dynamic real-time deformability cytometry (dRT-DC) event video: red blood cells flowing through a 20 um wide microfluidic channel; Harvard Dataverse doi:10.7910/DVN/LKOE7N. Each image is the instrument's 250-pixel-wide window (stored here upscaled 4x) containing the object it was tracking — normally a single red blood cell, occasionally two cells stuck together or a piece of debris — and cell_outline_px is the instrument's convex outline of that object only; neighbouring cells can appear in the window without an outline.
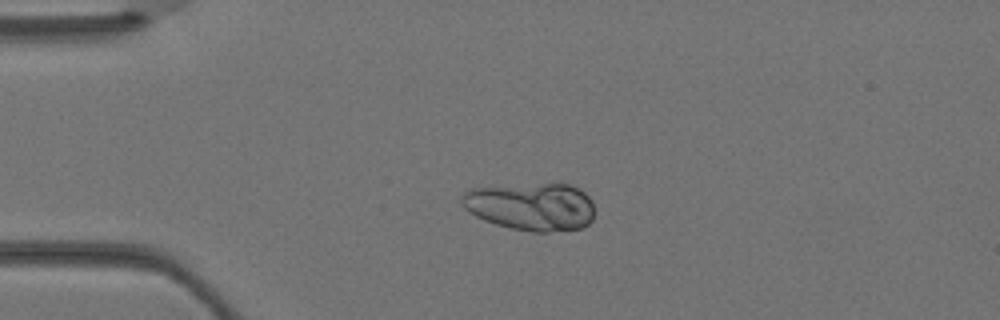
{"species": "Egyptian fruit bat (a non-hibernating species)", "species_latin": "Rousettus aegyptiacus", "temperature_condition": "warm", "stored_images_in_passage": 4, "segment_of_instrument_passage": [1, 2], "camera_frame_rate_fps": 3000, "um_per_image_px": 0.085, "animal": {"sex": "female"}, "frame": {"image": 1, "passage_image": 3, "time_ms": 0.667, "image_size_px": [1000, 320], "cell_outline_px": [[592, 220], [588, 224], [580, 228], [548, 232], [532, 232], [512, 228], [496, 224], [484, 220], [468, 212], [464, 208], [460, 200], [460, 196], [468, 188], [540, 184], [572, 184], [580, 188], [592, 200]], "centroid_in_image_um": [45.12, 17.55], "position_along_channel_um": 39.9, "area_um2": 37.05}}